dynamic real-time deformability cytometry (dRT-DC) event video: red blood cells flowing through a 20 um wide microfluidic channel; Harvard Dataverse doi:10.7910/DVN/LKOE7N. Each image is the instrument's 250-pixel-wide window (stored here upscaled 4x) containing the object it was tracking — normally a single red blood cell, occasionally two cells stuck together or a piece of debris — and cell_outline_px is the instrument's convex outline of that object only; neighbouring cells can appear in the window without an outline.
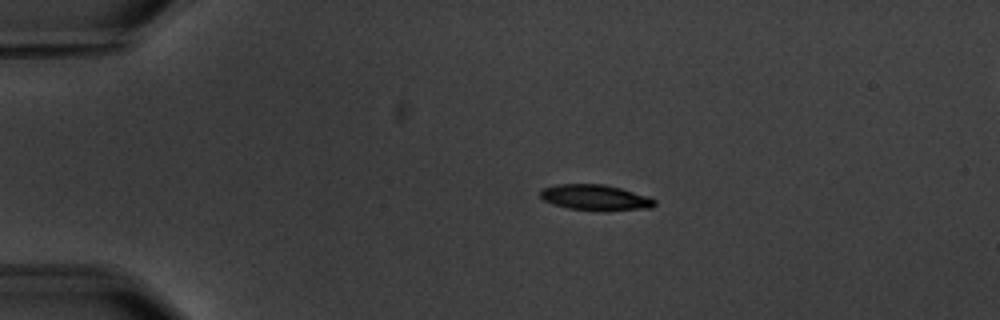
{"species": "common noctule bat (a hibernating species)", "species_latin": "Nyctalus noctula", "temperature_condition": "warm", "stored_images_in_passage": 9, "camera_frame_rate_fps": 3000, "um_per_image_px": 0.085, "animal": {"sex": "male", "body_mass_g": 20.1, "forearm_length_mm": 53.5}, "frame": {"image": 1, "passage_image": 2, "time_ms": 2.0, "image_size_px": [1000, 320], "cell_outline_px": [[656, 204], [652, 208], [568, 208], [552, 204], [544, 200], [540, 196], [540, 192], [544, 188], [556, 184], [604, 184], [620, 188], [648, 196], [656, 200]], "centroid_in_image_um": [50.56, 16.73], "position_along_channel_um": 34.4, "area_um2": 16.18}}
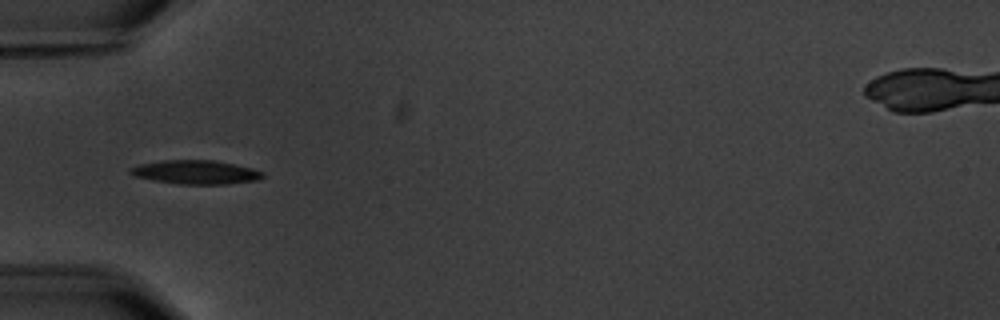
{"frame": {"image": 2, "passage_image": 4, "time_ms": 4.333, "image_size_px": [1000, 320], "cell_outline_px": [[264, 176], [256, 180], [224, 184], [180, 184], [152, 180], [132, 176], [128, 172], [128, 168], [140, 164], [164, 160], [216, 160], [252, 168], [264, 172]], "centroid_in_image_um": [16.59, 14.63], "position_along_channel_um": 68.4, "area_um2": 18.44}}
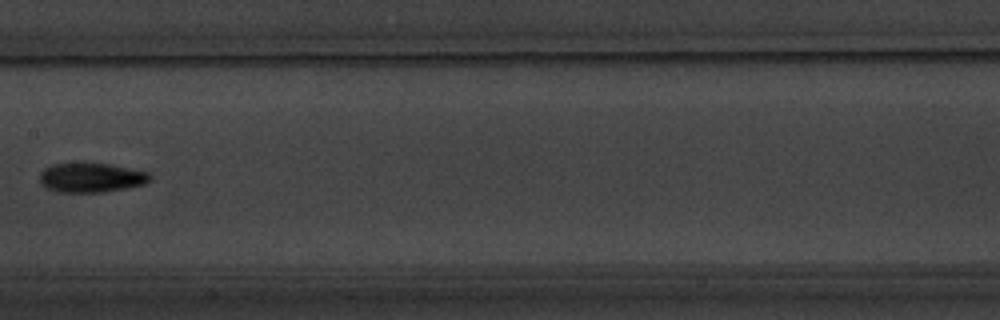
{"frame": {"image": 3, "passage_image": 7, "time_ms": 8.0, "image_size_px": [1000, 320], "cell_outline_px": [[152, 180], [144, 184], [104, 192], [56, 192], [44, 188], [40, 184], [40, 172], [44, 168], [52, 164], [112, 164], [152, 172]], "centroid_in_image_um": [7.77, 15.1], "position_along_channel_um": 199.6, "area_um2": 19.13}}